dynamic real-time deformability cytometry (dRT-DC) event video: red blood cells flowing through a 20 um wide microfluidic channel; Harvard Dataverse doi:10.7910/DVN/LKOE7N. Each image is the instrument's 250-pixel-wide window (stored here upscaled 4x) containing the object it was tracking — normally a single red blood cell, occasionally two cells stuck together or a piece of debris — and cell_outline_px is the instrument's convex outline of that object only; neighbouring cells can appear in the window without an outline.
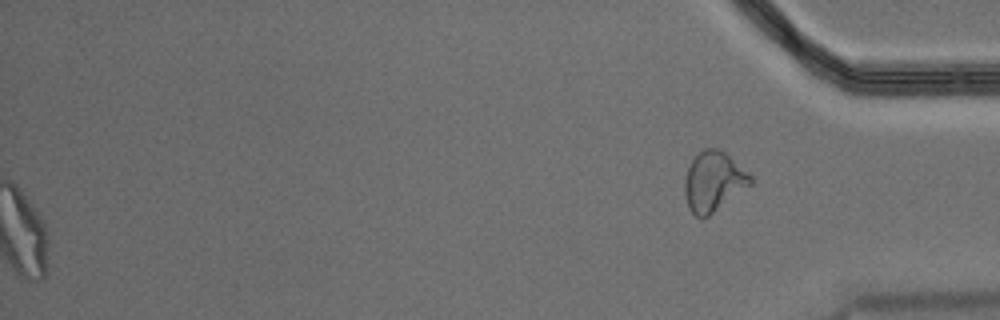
{"species": "Egyptian fruit bat (a non-hibernating species)", "species_latin": "Rousettus aegyptiacus", "temperature_condition": "warm", "stored_images_in_passage": 58, "segment_of_instrument_passage": [2, 2], "camera_frame_rate_fps": 3000, "um_per_image_px": 0.085, "animal": {"sex": "male"}, "frame": {"image": 1, "passage_image": 58, "time_ms": 19.0, "image_size_px": [1000, 320], "cell_outline_px": [[752, 184], [708, 216], [696, 216], [688, 208], [684, 192], [684, 180], [688, 168], [692, 160], [704, 148], [720, 148], [748, 172], [752, 176]], "centroid_in_image_um": [60.65, 15.41], "position_along_channel_um": 374.6, "area_um2": 22.72}}